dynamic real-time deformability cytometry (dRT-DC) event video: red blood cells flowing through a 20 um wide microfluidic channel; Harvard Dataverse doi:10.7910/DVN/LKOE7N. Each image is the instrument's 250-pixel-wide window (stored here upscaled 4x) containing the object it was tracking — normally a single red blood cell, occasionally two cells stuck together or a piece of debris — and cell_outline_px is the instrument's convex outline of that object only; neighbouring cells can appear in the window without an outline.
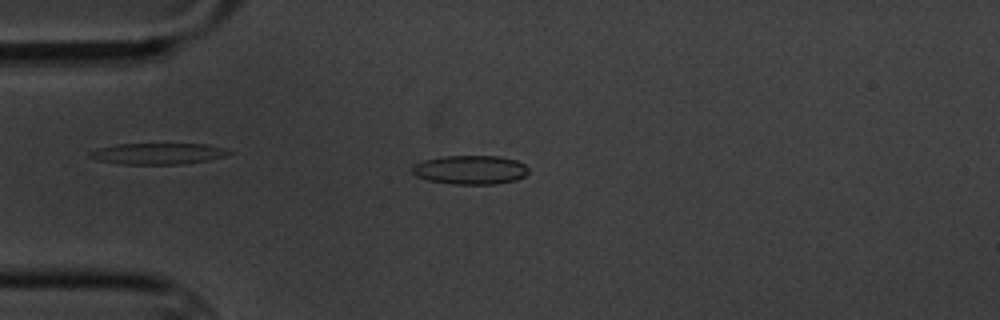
{"species": "common noctule bat (a hibernating species)", "species_latin": "Nyctalus noctula", "temperature_condition": "cold", "stored_images_in_passage": 5, "camera_frame_rate_fps": 3000, "um_per_image_px": 0.085, "animal": {"sex": "male", "body_mass_g": 20.1, "forearm_length_mm": 53.5}, "frame": {"image": 1, "passage_image": 5, "time_ms": 5.667, "image_size_px": [1000, 320], "cell_outline_px": [[528, 172], [524, 176], [516, 180], [496, 184], [452, 184], [428, 180], [416, 176], [412, 172], [412, 164], [424, 160], [444, 156], [496, 156], [516, 160], [524, 164], [528, 168]], "centroid_in_image_um": [39.96, 14.44], "position_along_channel_um": 45.0, "area_um2": 19.65}}